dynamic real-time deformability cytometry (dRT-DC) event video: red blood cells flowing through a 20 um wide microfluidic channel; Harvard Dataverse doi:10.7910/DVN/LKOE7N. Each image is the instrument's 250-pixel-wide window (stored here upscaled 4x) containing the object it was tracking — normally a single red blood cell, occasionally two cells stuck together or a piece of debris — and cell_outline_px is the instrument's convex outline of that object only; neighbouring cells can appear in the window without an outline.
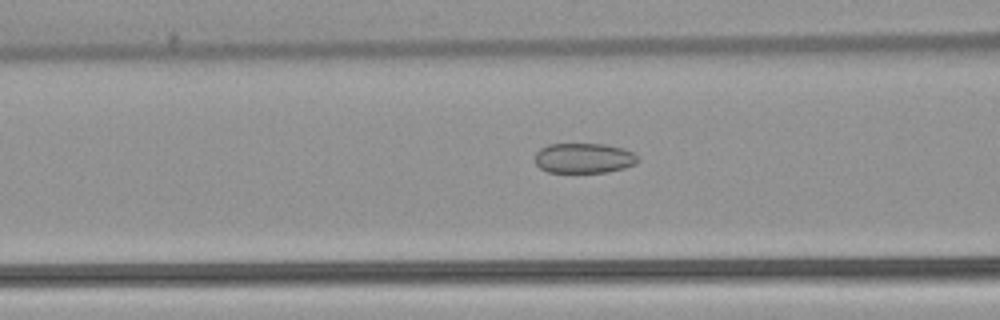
{"species": "common noctule bat (a hibernating species)", "species_latin": "Nyctalus noctula", "temperature_condition": "warm", "stored_images_in_passage": 36, "camera_frame_rate_fps": 3000, "um_per_image_px": 0.085, "animal": {"sex": "female", "body_mass_g": 22.7, "forearm_length_mm": 54.2}, "frame": {"image": 1, "passage_image": 14, "time_ms": 4.333, "image_size_px": [1000, 320], "cell_outline_px": [[640, 160], [636, 164], [624, 168], [604, 172], [548, 172], [540, 168], [536, 164], [536, 152], [540, 148], [548, 144], [608, 144], [624, 148], [632, 152]], "centroid_in_image_um": [49.64, 13.43], "position_along_channel_um": 117.0, "area_um2": 18.09}}
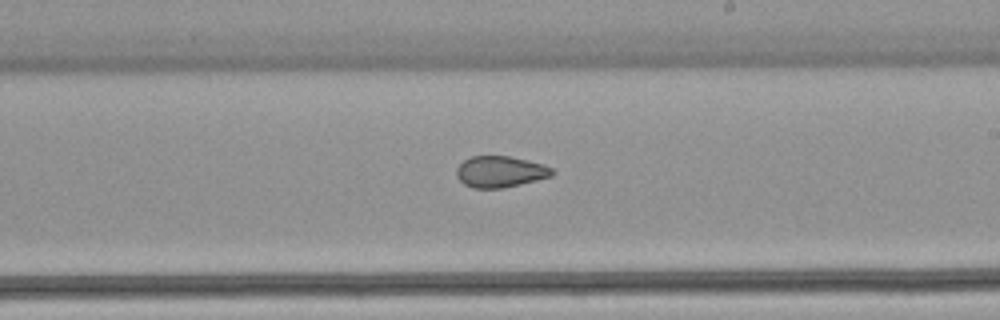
{"frame": {"image": 2, "passage_image": 24, "time_ms": 7.667, "image_size_px": [1000, 320], "cell_outline_px": [[556, 172], [552, 176], [504, 188], [472, 188], [464, 184], [456, 176], [456, 168], [464, 160], [472, 156], [508, 156], [528, 160], [544, 164], [552, 168]], "centroid_in_image_um": [42.53, 14.59], "position_along_channel_um": 246.5, "area_um2": 17.51}}
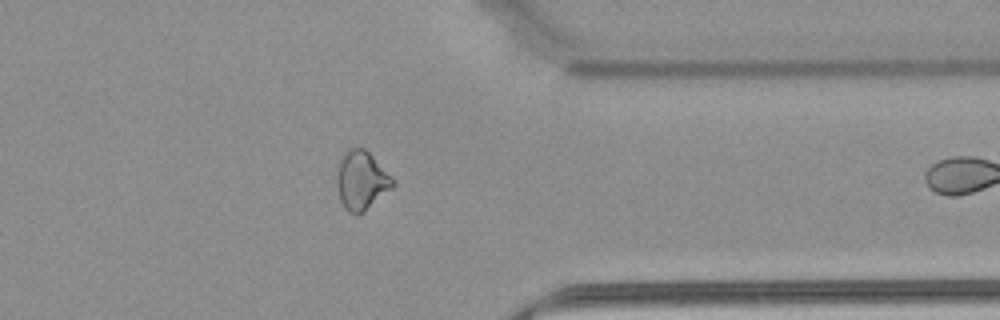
{"frame": {"image": 3, "passage_image": 35, "time_ms": 11.333, "image_size_px": [1000, 320], "cell_outline_px": [[396, 184], [392, 188], [364, 212], [356, 216], [348, 212], [344, 208], [340, 200], [336, 184], [336, 176], [340, 160], [344, 152], [348, 148], [364, 148], [392, 176]], "centroid_in_image_um": [30.71, 15.36], "position_along_channel_um": 380.7, "area_um2": 19.31}}